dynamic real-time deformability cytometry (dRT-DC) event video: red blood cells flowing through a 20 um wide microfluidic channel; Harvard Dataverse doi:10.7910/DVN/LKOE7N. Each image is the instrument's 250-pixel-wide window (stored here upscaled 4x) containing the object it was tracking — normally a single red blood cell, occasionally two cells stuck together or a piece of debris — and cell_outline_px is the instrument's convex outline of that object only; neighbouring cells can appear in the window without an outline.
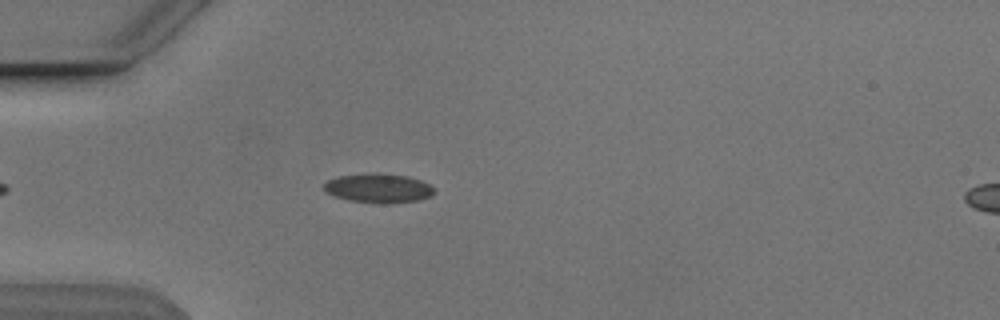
{"species": "Egyptian fruit bat (a non-hibernating species)", "species_latin": "Rousettus aegyptiacus", "temperature_condition": "cold", "stored_images_in_passage": 46, "camera_frame_rate_fps": 3000, "um_per_image_px": 0.085, "animal": {"sex": "male"}, "frame": {"image": 1, "passage_image": 8, "time_ms": 2.333, "image_size_px": [1000, 320], "cell_outline_px": [[436, 192], [432, 196], [420, 200], [384, 204], [348, 200], [332, 196], [324, 192], [324, 184], [328, 180], [340, 176], [364, 172], [376, 172], [408, 176], [420, 180], [436, 188]], "centroid_in_image_um": [32.17, 15.99], "position_along_channel_um": 52.8, "area_um2": 19.25}}
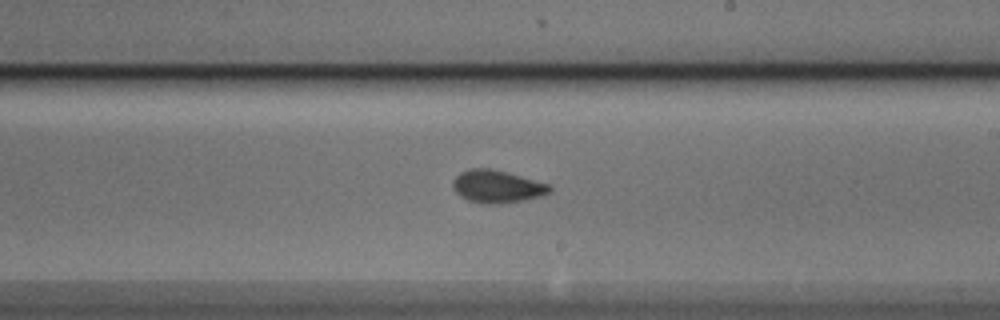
{"frame": {"image": 2, "passage_image": 24, "time_ms": 7.667, "image_size_px": [1000, 320], "cell_outline_px": [[552, 192], [540, 196], [524, 200], [500, 204], [484, 204], [468, 200], [460, 196], [452, 188], [452, 180], [460, 172], [472, 168], [488, 168], [552, 184]], "centroid_in_image_um": [42.25, 15.86], "position_along_channel_um": 246.7, "area_um2": 18.5}}
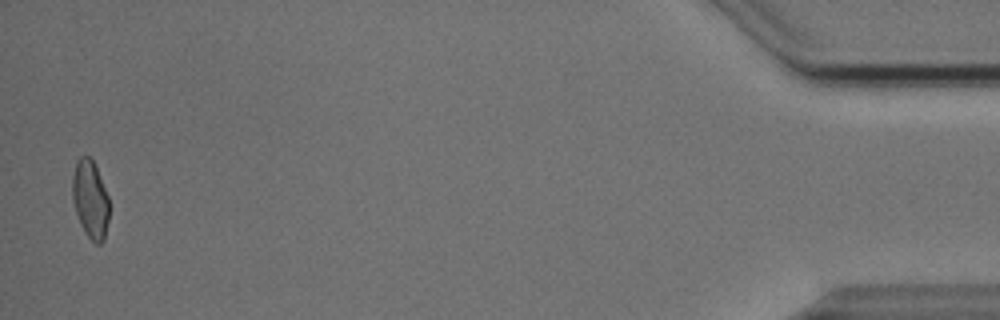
{"frame": {"image": 3, "passage_image": 45, "time_ms": 14.667, "image_size_px": [1000, 320], "cell_outline_px": [[108, 220], [104, 240], [100, 244], [96, 244], [84, 232], [80, 224], [72, 200], [72, 176], [76, 160], [80, 156], [88, 156], [92, 160], [96, 168], [108, 196]], "centroid_in_image_um": [7.65, 16.95], "position_along_channel_um": 427.5, "area_um2": 16.65}, "authors_computed_cell_mechanics": {"area_um2": 17.5712, "velocity_mm_per_s": 3.8506, "shape_relaxation_time_tau1_ms": 3.1787, "shape_relaxation_time_tau2_ms": 0.8856, "deformation_change_tau1": 0.1316, "deformation_change_tau2": 0.0647}}